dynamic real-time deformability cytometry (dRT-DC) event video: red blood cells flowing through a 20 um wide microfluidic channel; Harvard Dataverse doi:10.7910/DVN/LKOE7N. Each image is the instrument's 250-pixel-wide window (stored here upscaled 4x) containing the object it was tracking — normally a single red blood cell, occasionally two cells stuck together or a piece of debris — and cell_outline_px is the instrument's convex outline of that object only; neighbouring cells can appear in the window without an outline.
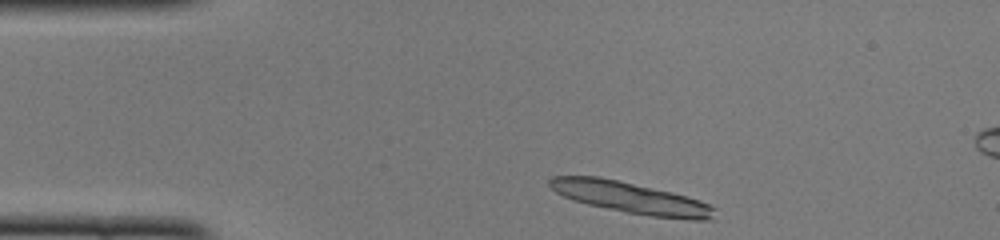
{"species": "common noctule bat (a hibernating species)", "species_latin": "Nyctalus noctula", "temperature_condition": "cold", "stored_images_in_passage": 45, "segment_of_instrument_passage": [1, 2], "camera_frame_rate_fps": 3000, "um_per_image_px": 0.085, "animal": {"sex": "female", "body_mass_g": 22.0, "forearm_length_mm": 56.7}, "frame": {"image": 1, "passage_image": 2, "time_ms": 0.333, "image_size_px": [1000, 240], "cell_outline_px": [[716, 208], [712, 216], [708, 220], [688, 220], [652, 216], [624, 212], [588, 204], [572, 200], [556, 192], [548, 184], [548, 180], [552, 176], [600, 176], [672, 192], [700, 200]], "centroid_in_image_um": [53.6, 16.8], "position_along_channel_um": 31.4, "area_um2": 30.06}}